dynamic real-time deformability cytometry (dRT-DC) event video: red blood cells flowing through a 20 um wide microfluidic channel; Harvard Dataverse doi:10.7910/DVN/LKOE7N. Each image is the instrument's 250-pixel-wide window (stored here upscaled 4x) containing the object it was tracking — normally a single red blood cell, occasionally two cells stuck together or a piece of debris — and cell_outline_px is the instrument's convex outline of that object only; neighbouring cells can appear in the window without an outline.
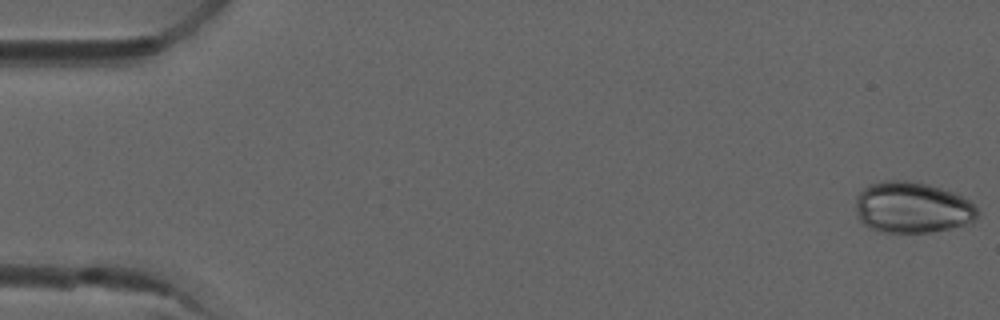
{"species": "common noctule bat (a hibernating species)", "species_latin": "Nyctalus noctula", "temperature_condition": "room temperature", "stored_images_in_passage": 6, "camera_frame_rate_fps": 3000, "um_per_image_px": 0.085, "animal": {"sex": "male", "forearm_length_mm": 52.5}, "frame": {"image": 1, "passage_image": 1, "time_ms": 0.0, "image_size_px": [1000, 320], "cell_outline_px": [[976, 216], [972, 224], [932, 232], [884, 232], [868, 228], [860, 220], [856, 212], [856, 196], [868, 184], [884, 180], [916, 180], [952, 192], [968, 200], [976, 208]], "centroid_in_image_um": [77.51, 17.63], "position_along_channel_um": 7.5, "area_um2": 36.53}}